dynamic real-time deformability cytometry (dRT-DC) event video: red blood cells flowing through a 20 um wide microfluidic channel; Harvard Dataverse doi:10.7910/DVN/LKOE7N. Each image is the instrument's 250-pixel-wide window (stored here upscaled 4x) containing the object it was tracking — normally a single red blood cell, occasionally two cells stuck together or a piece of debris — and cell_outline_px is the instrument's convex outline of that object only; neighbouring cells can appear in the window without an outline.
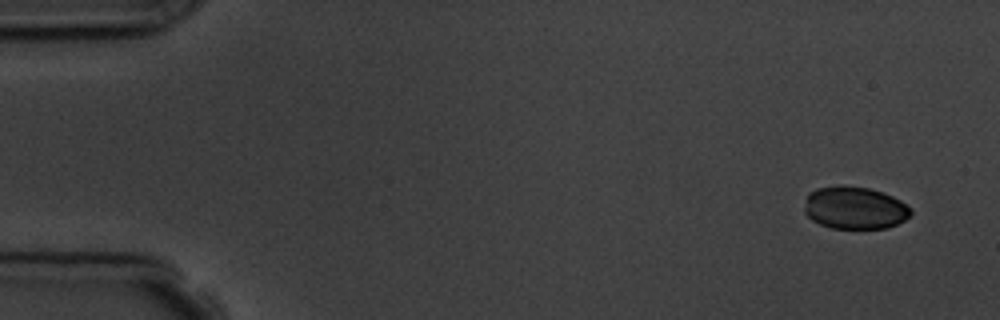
{"species": "common noctule bat (a hibernating species)", "species_latin": "Nyctalus noctula", "temperature_condition": "room temperature", "stored_images_in_passage": 5, "camera_frame_rate_fps": 3000, "um_per_image_px": 0.085, "animal": {"sex": "male", "body_mass_g": 19.5, "forearm_length_mm": 54.6}, "frame": {"image": 1, "passage_image": 1, "time_ms": 0.0, "image_size_px": [1000, 320], "cell_outline_px": [[912, 212], [904, 220], [888, 228], [832, 228], [820, 224], [812, 220], [804, 212], [804, 208], [808, 192], [816, 188], [840, 184], [844, 184], [868, 188], [892, 196], [900, 200], [912, 208]], "centroid_in_image_um": [72.63, 17.65], "position_along_channel_um": 12.4, "area_um2": 26.53}}
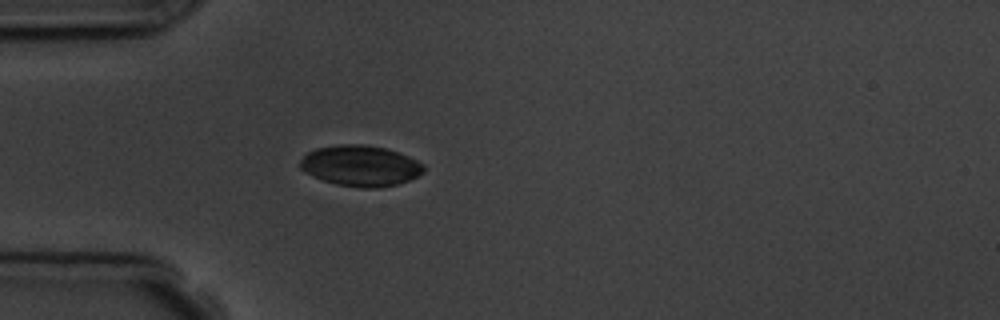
{"frame": {"image": 2, "passage_image": 5, "time_ms": 4.333, "image_size_px": [1000, 320], "cell_outline_px": [[424, 172], [408, 180], [396, 184], [376, 188], [360, 188], [336, 184], [312, 176], [304, 172], [300, 168], [300, 160], [308, 152], [316, 148], [340, 144], [364, 144], [384, 148], [400, 152], [424, 164]], "centroid_in_image_um": [30.63, 14.08], "position_along_channel_um": 54.4, "area_um2": 29.36}}